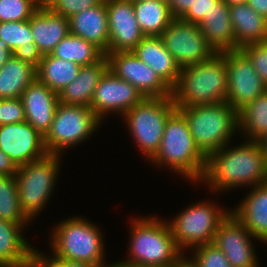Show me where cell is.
<instances>
[{"mask_svg":"<svg viewBox=\"0 0 267 267\" xmlns=\"http://www.w3.org/2000/svg\"><path fill=\"white\" fill-rule=\"evenodd\" d=\"M225 145L207 156L201 179L214 192L240 186L267 183V160L259 141L246 140L240 146Z\"/></svg>","mask_w":267,"mask_h":267,"instance_id":"obj_1","label":"cell"},{"mask_svg":"<svg viewBox=\"0 0 267 267\" xmlns=\"http://www.w3.org/2000/svg\"><path fill=\"white\" fill-rule=\"evenodd\" d=\"M227 66L224 52L210 59L181 68L172 97L176 107H190L225 102Z\"/></svg>","mask_w":267,"mask_h":267,"instance_id":"obj_2","label":"cell"},{"mask_svg":"<svg viewBox=\"0 0 267 267\" xmlns=\"http://www.w3.org/2000/svg\"><path fill=\"white\" fill-rule=\"evenodd\" d=\"M150 161L167 165L191 182H201L207 156L196 145L185 117L177 109L168 117L160 147Z\"/></svg>","mask_w":267,"mask_h":267,"instance_id":"obj_3","label":"cell"},{"mask_svg":"<svg viewBox=\"0 0 267 267\" xmlns=\"http://www.w3.org/2000/svg\"><path fill=\"white\" fill-rule=\"evenodd\" d=\"M128 260L135 265L175 266L185 254L177 246L168 222L152 216L131 221Z\"/></svg>","mask_w":267,"mask_h":267,"instance_id":"obj_4","label":"cell"},{"mask_svg":"<svg viewBox=\"0 0 267 267\" xmlns=\"http://www.w3.org/2000/svg\"><path fill=\"white\" fill-rule=\"evenodd\" d=\"M177 110L185 117L196 145L206 156L231 143L239 130L238 113L226 101Z\"/></svg>","mask_w":267,"mask_h":267,"instance_id":"obj_5","label":"cell"},{"mask_svg":"<svg viewBox=\"0 0 267 267\" xmlns=\"http://www.w3.org/2000/svg\"><path fill=\"white\" fill-rule=\"evenodd\" d=\"M54 228L50 236L54 259L111 267V264H105L103 236L94 223L82 217H72L57 223Z\"/></svg>","mask_w":267,"mask_h":267,"instance_id":"obj_6","label":"cell"},{"mask_svg":"<svg viewBox=\"0 0 267 267\" xmlns=\"http://www.w3.org/2000/svg\"><path fill=\"white\" fill-rule=\"evenodd\" d=\"M177 109L173 97L144 98L126 111L124 117L130 134L149 160L156 154L164 134L168 117Z\"/></svg>","mask_w":267,"mask_h":267,"instance_id":"obj_7","label":"cell"},{"mask_svg":"<svg viewBox=\"0 0 267 267\" xmlns=\"http://www.w3.org/2000/svg\"><path fill=\"white\" fill-rule=\"evenodd\" d=\"M61 155L48 154L40 160L18 166L15 175L21 208L31 220L46 206L54 191Z\"/></svg>","mask_w":267,"mask_h":267,"instance_id":"obj_8","label":"cell"},{"mask_svg":"<svg viewBox=\"0 0 267 267\" xmlns=\"http://www.w3.org/2000/svg\"><path fill=\"white\" fill-rule=\"evenodd\" d=\"M215 205L209 201L192 204L168 221L172 236L183 253V250L213 242L219 224L230 213L229 209L224 211Z\"/></svg>","mask_w":267,"mask_h":267,"instance_id":"obj_9","label":"cell"},{"mask_svg":"<svg viewBox=\"0 0 267 267\" xmlns=\"http://www.w3.org/2000/svg\"><path fill=\"white\" fill-rule=\"evenodd\" d=\"M100 122L90 107L59 102L51 128L44 136L48 154L62 156V151L78 146L93 135Z\"/></svg>","mask_w":267,"mask_h":267,"instance_id":"obj_10","label":"cell"},{"mask_svg":"<svg viewBox=\"0 0 267 267\" xmlns=\"http://www.w3.org/2000/svg\"><path fill=\"white\" fill-rule=\"evenodd\" d=\"M159 37L180 69L206 61L215 54L200 27L181 18H173Z\"/></svg>","mask_w":267,"mask_h":267,"instance_id":"obj_11","label":"cell"},{"mask_svg":"<svg viewBox=\"0 0 267 267\" xmlns=\"http://www.w3.org/2000/svg\"><path fill=\"white\" fill-rule=\"evenodd\" d=\"M227 66L226 102L238 113L262 94L267 86L256 73L250 59L241 50L224 52Z\"/></svg>","mask_w":267,"mask_h":267,"instance_id":"obj_12","label":"cell"},{"mask_svg":"<svg viewBox=\"0 0 267 267\" xmlns=\"http://www.w3.org/2000/svg\"><path fill=\"white\" fill-rule=\"evenodd\" d=\"M108 69L120 79L129 82L144 98L172 96V90L155 71L142 62L132 51L105 54Z\"/></svg>","mask_w":267,"mask_h":267,"instance_id":"obj_13","label":"cell"},{"mask_svg":"<svg viewBox=\"0 0 267 267\" xmlns=\"http://www.w3.org/2000/svg\"><path fill=\"white\" fill-rule=\"evenodd\" d=\"M143 99L144 96L138 89L108 69L98 82L89 107L103 121L108 113L122 116Z\"/></svg>","mask_w":267,"mask_h":267,"instance_id":"obj_14","label":"cell"},{"mask_svg":"<svg viewBox=\"0 0 267 267\" xmlns=\"http://www.w3.org/2000/svg\"><path fill=\"white\" fill-rule=\"evenodd\" d=\"M0 149L17 166L48 155L44 136L26 121L0 126Z\"/></svg>","mask_w":267,"mask_h":267,"instance_id":"obj_15","label":"cell"},{"mask_svg":"<svg viewBox=\"0 0 267 267\" xmlns=\"http://www.w3.org/2000/svg\"><path fill=\"white\" fill-rule=\"evenodd\" d=\"M252 238L249 230L230 212L219 224L212 243L232 267H259Z\"/></svg>","mask_w":267,"mask_h":267,"instance_id":"obj_16","label":"cell"},{"mask_svg":"<svg viewBox=\"0 0 267 267\" xmlns=\"http://www.w3.org/2000/svg\"><path fill=\"white\" fill-rule=\"evenodd\" d=\"M109 26L108 50L112 52H129L145 37L137 22L133 2L128 0L106 1Z\"/></svg>","mask_w":267,"mask_h":267,"instance_id":"obj_17","label":"cell"},{"mask_svg":"<svg viewBox=\"0 0 267 267\" xmlns=\"http://www.w3.org/2000/svg\"><path fill=\"white\" fill-rule=\"evenodd\" d=\"M20 98L26 122L45 136L51 128L59 104L58 94L35 79L23 91Z\"/></svg>","mask_w":267,"mask_h":267,"instance_id":"obj_18","label":"cell"},{"mask_svg":"<svg viewBox=\"0 0 267 267\" xmlns=\"http://www.w3.org/2000/svg\"><path fill=\"white\" fill-rule=\"evenodd\" d=\"M37 58L50 54L70 33L69 18L57 15L41 6L29 19Z\"/></svg>","mask_w":267,"mask_h":267,"instance_id":"obj_19","label":"cell"},{"mask_svg":"<svg viewBox=\"0 0 267 267\" xmlns=\"http://www.w3.org/2000/svg\"><path fill=\"white\" fill-rule=\"evenodd\" d=\"M235 207L230 212L249 230L254 239L267 244V183L253 186Z\"/></svg>","mask_w":267,"mask_h":267,"instance_id":"obj_20","label":"cell"},{"mask_svg":"<svg viewBox=\"0 0 267 267\" xmlns=\"http://www.w3.org/2000/svg\"><path fill=\"white\" fill-rule=\"evenodd\" d=\"M132 52L151 67L171 90L176 86L181 69L159 36H145Z\"/></svg>","mask_w":267,"mask_h":267,"instance_id":"obj_21","label":"cell"},{"mask_svg":"<svg viewBox=\"0 0 267 267\" xmlns=\"http://www.w3.org/2000/svg\"><path fill=\"white\" fill-rule=\"evenodd\" d=\"M70 33L96 45L104 53L108 50L109 26L106 2L76 13L69 18Z\"/></svg>","mask_w":267,"mask_h":267,"instance_id":"obj_22","label":"cell"},{"mask_svg":"<svg viewBox=\"0 0 267 267\" xmlns=\"http://www.w3.org/2000/svg\"><path fill=\"white\" fill-rule=\"evenodd\" d=\"M198 26L215 53L238 49L235 45L230 8L223 0H218L214 4Z\"/></svg>","mask_w":267,"mask_h":267,"instance_id":"obj_23","label":"cell"},{"mask_svg":"<svg viewBox=\"0 0 267 267\" xmlns=\"http://www.w3.org/2000/svg\"><path fill=\"white\" fill-rule=\"evenodd\" d=\"M107 70L106 56L94 64L81 66L78 76L59 92V102L89 107L98 82Z\"/></svg>","mask_w":267,"mask_h":267,"instance_id":"obj_24","label":"cell"},{"mask_svg":"<svg viewBox=\"0 0 267 267\" xmlns=\"http://www.w3.org/2000/svg\"><path fill=\"white\" fill-rule=\"evenodd\" d=\"M24 227L0 219V267H28L35 247L24 238Z\"/></svg>","mask_w":267,"mask_h":267,"instance_id":"obj_25","label":"cell"},{"mask_svg":"<svg viewBox=\"0 0 267 267\" xmlns=\"http://www.w3.org/2000/svg\"><path fill=\"white\" fill-rule=\"evenodd\" d=\"M36 79V60L13 55L0 68V99L20 98Z\"/></svg>","mask_w":267,"mask_h":267,"instance_id":"obj_26","label":"cell"},{"mask_svg":"<svg viewBox=\"0 0 267 267\" xmlns=\"http://www.w3.org/2000/svg\"><path fill=\"white\" fill-rule=\"evenodd\" d=\"M230 19L238 49L243 46L267 41V20L247 3L229 6Z\"/></svg>","mask_w":267,"mask_h":267,"instance_id":"obj_27","label":"cell"},{"mask_svg":"<svg viewBox=\"0 0 267 267\" xmlns=\"http://www.w3.org/2000/svg\"><path fill=\"white\" fill-rule=\"evenodd\" d=\"M81 66L53 57L42 55L36 59V79L57 94L70 84L79 74Z\"/></svg>","mask_w":267,"mask_h":267,"instance_id":"obj_28","label":"cell"},{"mask_svg":"<svg viewBox=\"0 0 267 267\" xmlns=\"http://www.w3.org/2000/svg\"><path fill=\"white\" fill-rule=\"evenodd\" d=\"M133 8L145 36H160L173 19L165 0H138Z\"/></svg>","mask_w":267,"mask_h":267,"instance_id":"obj_29","label":"cell"},{"mask_svg":"<svg viewBox=\"0 0 267 267\" xmlns=\"http://www.w3.org/2000/svg\"><path fill=\"white\" fill-rule=\"evenodd\" d=\"M50 54L80 66L94 64L105 56L96 45L71 33L65 36Z\"/></svg>","mask_w":267,"mask_h":267,"instance_id":"obj_30","label":"cell"},{"mask_svg":"<svg viewBox=\"0 0 267 267\" xmlns=\"http://www.w3.org/2000/svg\"><path fill=\"white\" fill-rule=\"evenodd\" d=\"M238 129L252 141L267 134V89L238 112Z\"/></svg>","mask_w":267,"mask_h":267,"instance_id":"obj_31","label":"cell"},{"mask_svg":"<svg viewBox=\"0 0 267 267\" xmlns=\"http://www.w3.org/2000/svg\"><path fill=\"white\" fill-rule=\"evenodd\" d=\"M0 39L6 42L15 56L37 59L29 20L0 22Z\"/></svg>","mask_w":267,"mask_h":267,"instance_id":"obj_32","label":"cell"},{"mask_svg":"<svg viewBox=\"0 0 267 267\" xmlns=\"http://www.w3.org/2000/svg\"><path fill=\"white\" fill-rule=\"evenodd\" d=\"M0 219L18 225H28L32 221L21 208L15 176L0 175Z\"/></svg>","mask_w":267,"mask_h":267,"instance_id":"obj_33","label":"cell"},{"mask_svg":"<svg viewBox=\"0 0 267 267\" xmlns=\"http://www.w3.org/2000/svg\"><path fill=\"white\" fill-rule=\"evenodd\" d=\"M40 7L35 0H0V22L27 21Z\"/></svg>","mask_w":267,"mask_h":267,"instance_id":"obj_34","label":"cell"},{"mask_svg":"<svg viewBox=\"0 0 267 267\" xmlns=\"http://www.w3.org/2000/svg\"><path fill=\"white\" fill-rule=\"evenodd\" d=\"M190 260L196 267H232L224 255L213 243L197 246Z\"/></svg>","mask_w":267,"mask_h":267,"instance_id":"obj_35","label":"cell"},{"mask_svg":"<svg viewBox=\"0 0 267 267\" xmlns=\"http://www.w3.org/2000/svg\"><path fill=\"white\" fill-rule=\"evenodd\" d=\"M100 0H49L44 6L51 12L70 18L72 15L97 5Z\"/></svg>","mask_w":267,"mask_h":267,"instance_id":"obj_36","label":"cell"},{"mask_svg":"<svg viewBox=\"0 0 267 267\" xmlns=\"http://www.w3.org/2000/svg\"><path fill=\"white\" fill-rule=\"evenodd\" d=\"M241 50L250 59L256 73L267 86V41L245 45Z\"/></svg>","mask_w":267,"mask_h":267,"instance_id":"obj_37","label":"cell"},{"mask_svg":"<svg viewBox=\"0 0 267 267\" xmlns=\"http://www.w3.org/2000/svg\"><path fill=\"white\" fill-rule=\"evenodd\" d=\"M25 121V111L21 98L0 99V126Z\"/></svg>","mask_w":267,"mask_h":267,"instance_id":"obj_38","label":"cell"},{"mask_svg":"<svg viewBox=\"0 0 267 267\" xmlns=\"http://www.w3.org/2000/svg\"><path fill=\"white\" fill-rule=\"evenodd\" d=\"M217 1L218 0H194L192 2V8H190L181 19L199 25Z\"/></svg>","mask_w":267,"mask_h":267,"instance_id":"obj_39","label":"cell"},{"mask_svg":"<svg viewBox=\"0 0 267 267\" xmlns=\"http://www.w3.org/2000/svg\"><path fill=\"white\" fill-rule=\"evenodd\" d=\"M28 267H66V260H56L34 248Z\"/></svg>","mask_w":267,"mask_h":267,"instance_id":"obj_40","label":"cell"},{"mask_svg":"<svg viewBox=\"0 0 267 267\" xmlns=\"http://www.w3.org/2000/svg\"><path fill=\"white\" fill-rule=\"evenodd\" d=\"M194 0H165L173 18H181L190 8Z\"/></svg>","mask_w":267,"mask_h":267,"instance_id":"obj_41","label":"cell"},{"mask_svg":"<svg viewBox=\"0 0 267 267\" xmlns=\"http://www.w3.org/2000/svg\"><path fill=\"white\" fill-rule=\"evenodd\" d=\"M18 166L0 149V175L15 176Z\"/></svg>","mask_w":267,"mask_h":267,"instance_id":"obj_42","label":"cell"},{"mask_svg":"<svg viewBox=\"0 0 267 267\" xmlns=\"http://www.w3.org/2000/svg\"><path fill=\"white\" fill-rule=\"evenodd\" d=\"M246 3L267 20V0H247Z\"/></svg>","mask_w":267,"mask_h":267,"instance_id":"obj_43","label":"cell"},{"mask_svg":"<svg viewBox=\"0 0 267 267\" xmlns=\"http://www.w3.org/2000/svg\"><path fill=\"white\" fill-rule=\"evenodd\" d=\"M14 55L4 40L0 39V68Z\"/></svg>","mask_w":267,"mask_h":267,"instance_id":"obj_44","label":"cell"},{"mask_svg":"<svg viewBox=\"0 0 267 267\" xmlns=\"http://www.w3.org/2000/svg\"><path fill=\"white\" fill-rule=\"evenodd\" d=\"M66 267H102V266L93 265L87 262L66 260Z\"/></svg>","mask_w":267,"mask_h":267,"instance_id":"obj_45","label":"cell"},{"mask_svg":"<svg viewBox=\"0 0 267 267\" xmlns=\"http://www.w3.org/2000/svg\"><path fill=\"white\" fill-rule=\"evenodd\" d=\"M111 267H174V266H152V265H135V264H129L124 262H113L111 264Z\"/></svg>","mask_w":267,"mask_h":267,"instance_id":"obj_46","label":"cell"},{"mask_svg":"<svg viewBox=\"0 0 267 267\" xmlns=\"http://www.w3.org/2000/svg\"><path fill=\"white\" fill-rule=\"evenodd\" d=\"M174 267H196L187 256H184Z\"/></svg>","mask_w":267,"mask_h":267,"instance_id":"obj_47","label":"cell"},{"mask_svg":"<svg viewBox=\"0 0 267 267\" xmlns=\"http://www.w3.org/2000/svg\"><path fill=\"white\" fill-rule=\"evenodd\" d=\"M263 153L265 154L266 160H267V134L259 140Z\"/></svg>","mask_w":267,"mask_h":267,"instance_id":"obj_48","label":"cell"},{"mask_svg":"<svg viewBox=\"0 0 267 267\" xmlns=\"http://www.w3.org/2000/svg\"><path fill=\"white\" fill-rule=\"evenodd\" d=\"M228 6L245 4L247 0H223Z\"/></svg>","mask_w":267,"mask_h":267,"instance_id":"obj_49","label":"cell"},{"mask_svg":"<svg viewBox=\"0 0 267 267\" xmlns=\"http://www.w3.org/2000/svg\"><path fill=\"white\" fill-rule=\"evenodd\" d=\"M39 5L44 6L49 0H35Z\"/></svg>","mask_w":267,"mask_h":267,"instance_id":"obj_50","label":"cell"}]
</instances>
